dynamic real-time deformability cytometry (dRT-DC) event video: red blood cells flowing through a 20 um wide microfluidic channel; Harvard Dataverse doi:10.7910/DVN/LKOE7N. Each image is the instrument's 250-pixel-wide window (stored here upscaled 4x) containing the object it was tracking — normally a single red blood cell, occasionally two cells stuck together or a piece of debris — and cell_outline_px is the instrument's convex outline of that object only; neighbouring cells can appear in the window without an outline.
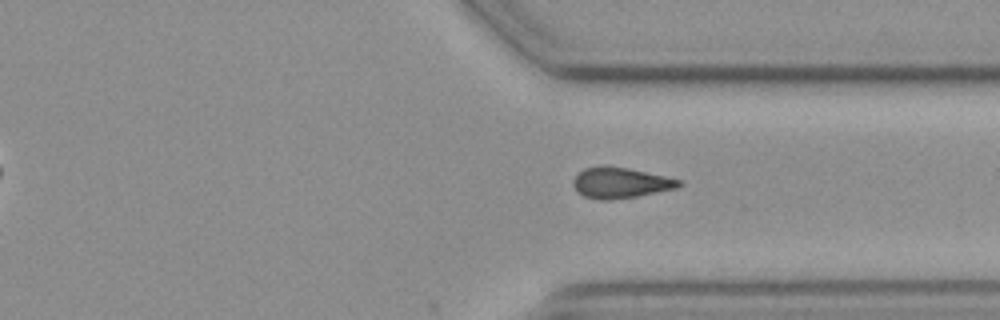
{"species": "common noctule bat (a hibernating species)", "species_latin": "Nyctalus noctula", "temperature_condition": "cold", "stored_images_in_passage": 10, "segment_of_instrument_passage": [2, 2], "camera_frame_rate_fps": 3000, "um_per_image_px": 0.085, "animal": {"sex": "female", "body_mass_g": 19.3, "forearm_length_mm": 54.1}, "frame": {"image": 1, "passage_image": 10, "time_ms": 3.0, "image_size_px": [1000, 320], "cell_outline_px": [[684, 184], [676, 188], [636, 196], [612, 200], [600, 200], [584, 196], [576, 192], [572, 184], [572, 180], [584, 168], [600, 164], [604, 164], [628, 168], [664, 176], [680, 180]], "centroid_in_image_um": [52.68, 15.52], "position_along_channel_um": 358.7, "area_um2": 19.07}}